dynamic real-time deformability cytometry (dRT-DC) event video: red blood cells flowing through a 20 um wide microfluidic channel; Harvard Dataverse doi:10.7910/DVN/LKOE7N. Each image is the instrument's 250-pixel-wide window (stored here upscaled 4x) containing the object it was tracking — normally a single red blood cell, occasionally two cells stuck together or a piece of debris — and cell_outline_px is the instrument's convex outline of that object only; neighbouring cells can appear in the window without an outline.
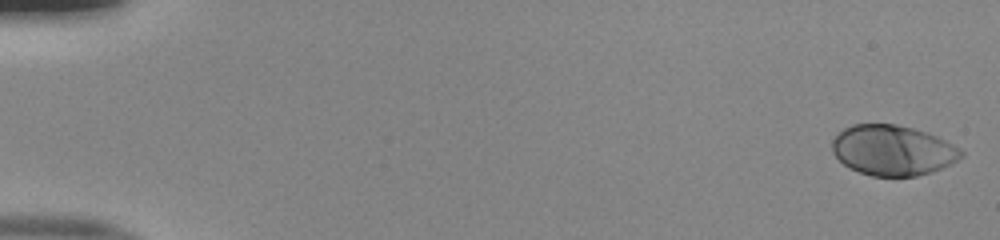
{"species": "human", "species_latin": "Homo sapiens", "temperature_condition": "room temperature", "stored_images_in_passage": 52, "camera_frame_rate_fps": 3000, "um_per_image_px": 0.085, "donor": {"sex": "male"}, "frame": {"image": 1, "passage_image": 1, "time_ms": 0.0, "image_size_px": [1000, 240], "cell_outline_px": [[964, 156], [932, 172], [916, 176], [872, 176], [848, 168], [832, 152], [832, 140], [844, 128], [852, 124], [896, 124], [912, 128], [936, 136], [960, 148], [964, 152]], "centroid_in_image_um": [75.86, 12.78], "position_along_channel_um": 9.1, "area_um2": 37.57}}
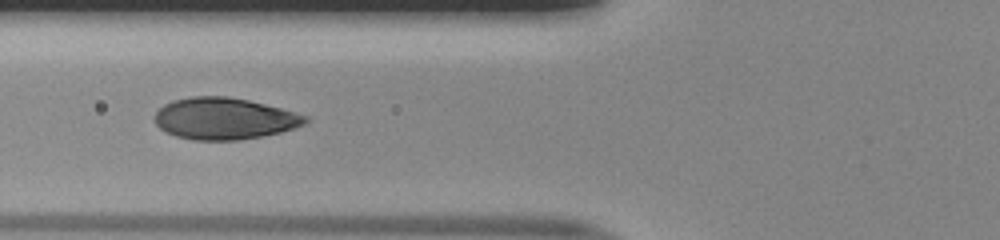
{"frame": {"image": 2, "passage_image": 21, "time_ms": 6.667, "image_size_px": [1000, 240], "cell_outline_px": [[308, 120], [304, 124], [296, 128], [264, 136], [236, 140], [192, 140], [176, 136], [164, 132], [156, 124], [156, 112], [164, 104], [172, 100], [192, 96], [228, 96], [248, 100], [280, 108], [308, 116]], "centroid_in_image_um": [19.06, 10.08], "position_along_channel_um": 106.7, "area_um2": 36.59}}
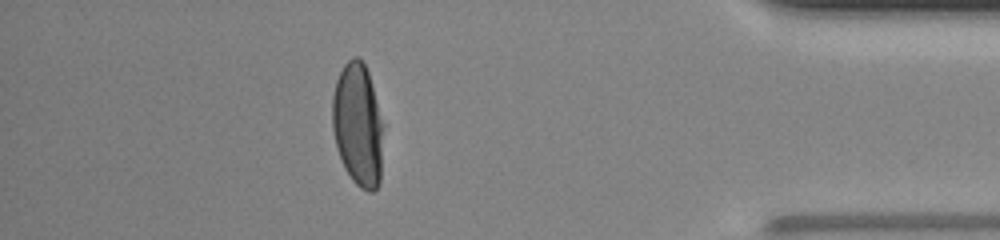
{"frame": {"image": 3, "passage_image": 46, "time_ms": 15.0, "image_size_px": [1000, 240], "cell_outline_px": [[384, 124], [380, 184], [372, 192], [368, 192], [360, 188], [352, 180], [344, 168], [336, 148], [332, 128], [332, 96], [336, 80], [344, 64], [352, 56], [360, 56], [368, 72]], "centroid_in_image_um": [30.42, 10.62], "position_along_channel_um": 404.8, "area_um2": 37.22}, "authors_computed_cell_mechanics": {"area_um2": 37.3966, "velocity_mm_per_s": 4.0078, "shape_relaxation_time_tau1_ms": 3.5001, "shape_relaxation_time_tau2_ms": null, "deformation_change_tau1": 0.2022, "deformation_change_tau2": null}}